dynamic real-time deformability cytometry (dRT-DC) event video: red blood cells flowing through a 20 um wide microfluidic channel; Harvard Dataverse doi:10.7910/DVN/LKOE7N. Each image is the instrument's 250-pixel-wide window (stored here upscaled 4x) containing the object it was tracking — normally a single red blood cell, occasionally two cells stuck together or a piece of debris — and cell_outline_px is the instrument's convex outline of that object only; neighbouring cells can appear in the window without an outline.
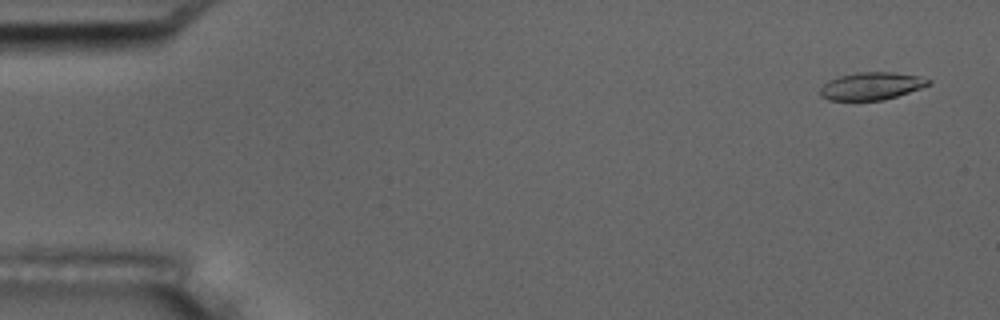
{"species": "common noctule bat (a hibernating species)", "species_latin": "Nyctalus noctula", "temperature_condition": "room temperature", "stored_images_in_passage": 55, "camera_frame_rate_fps": 3000, "um_per_image_px": 0.085, "animal": {"sex": "male", "body_mass_g": 17.5, "forearm_length_mm": 52.3}, "frame": {"image": 1, "passage_image": 3, "time_ms": 0.667, "image_size_px": [1000, 320], "cell_outline_px": [[932, 84], [884, 100], [828, 100], [820, 96], [820, 88], [828, 80], [840, 76], [860, 72], [892, 72], [920, 76], [932, 80]], "centroid_in_image_um": [74.08, 7.31], "position_along_channel_um": 10.9, "area_um2": 17.34}}
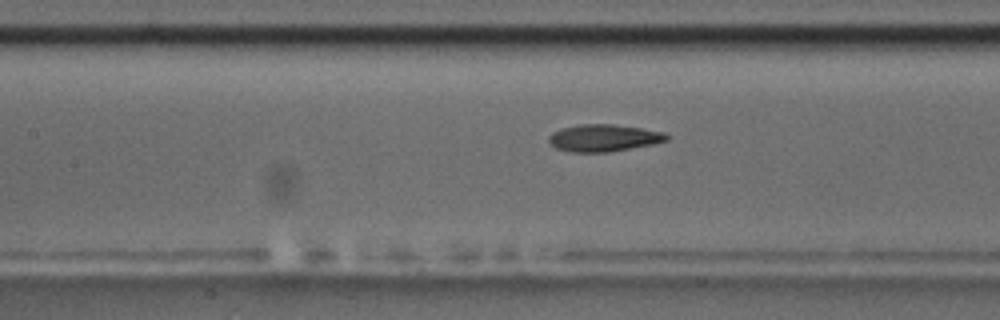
{"frame": {"image": 2, "passage_image": 25, "time_ms": 8.0, "image_size_px": [1000, 320], "cell_outline_px": [[668, 140], [652, 144], [608, 152], [572, 152], [556, 148], [548, 140], [548, 136], [552, 132], [560, 128], [580, 124], [612, 124], [640, 128], [664, 132], [668, 136]], "centroid_in_image_um": [51.28, 11.72], "position_along_channel_um": 156.1, "area_um2": 18.5}}
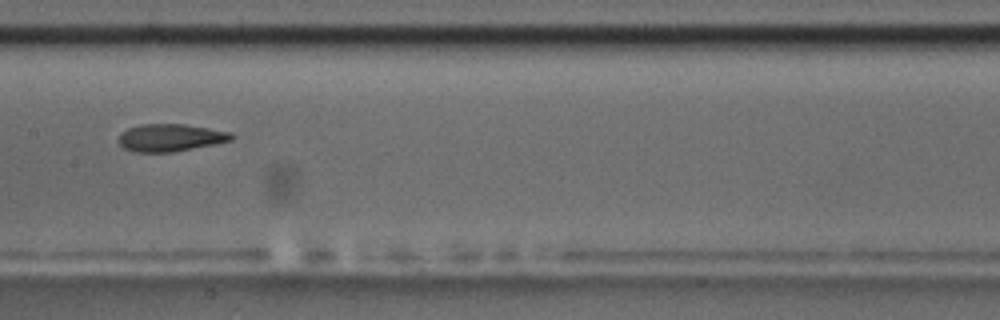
{"frame": {"image": 3, "passage_image": 28, "time_ms": 9.0, "image_size_px": [1000, 320], "cell_outline_px": [[236, 136], [232, 140], [172, 152], [136, 152], [124, 148], [116, 140], [120, 132], [128, 128], [140, 124], [184, 124], [232, 132]], "centroid_in_image_um": [14.45, 11.69], "position_along_channel_um": 193.0, "area_um2": 18.09}, "authors_computed_cell_mechanics": {"area_um2": 18.3226, "velocity_mm_per_s": 3.7206, "shape_relaxation_time_tau1_ms": null, "shape_relaxation_time_tau2_ms": 3.4937, "deformation_change_tau1": null, "deformation_change_tau2": 0.1164}}